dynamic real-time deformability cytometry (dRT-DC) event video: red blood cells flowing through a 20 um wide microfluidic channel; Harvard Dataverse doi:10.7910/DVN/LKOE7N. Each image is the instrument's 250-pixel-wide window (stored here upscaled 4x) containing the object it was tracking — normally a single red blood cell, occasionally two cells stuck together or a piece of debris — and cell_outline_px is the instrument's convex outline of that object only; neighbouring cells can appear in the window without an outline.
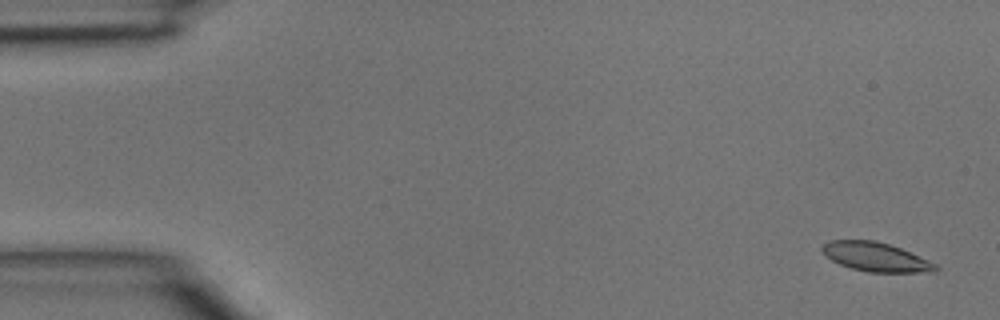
{"species": "common noctule bat (a hibernating species)", "species_latin": "Nyctalus noctula", "temperature_condition": "room temperature", "stored_images_in_passage": 4, "segment_of_instrument_passage": [1, 2], "camera_frame_rate_fps": 3000, "um_per_image_px": 0.085, "animal": {"sex": "male", "body_mass_g": 15.6}, "frame": {"image": 1, "passage_image": 1, "time_ms": 0.0, "image_size_px": [1000, 320], "cell_outline_px": [[940, 268], [936, 272], [868, 272], [852, 268], [840, 264], [824, 256], [820, 248], [828, 240], [876, 240], [900, 248], [928, 260], [936, 264]], "centroid_in_image_um": [74.42, 21.84], "position_along_channel_um": 10.6, "area_um2": 19.19}}